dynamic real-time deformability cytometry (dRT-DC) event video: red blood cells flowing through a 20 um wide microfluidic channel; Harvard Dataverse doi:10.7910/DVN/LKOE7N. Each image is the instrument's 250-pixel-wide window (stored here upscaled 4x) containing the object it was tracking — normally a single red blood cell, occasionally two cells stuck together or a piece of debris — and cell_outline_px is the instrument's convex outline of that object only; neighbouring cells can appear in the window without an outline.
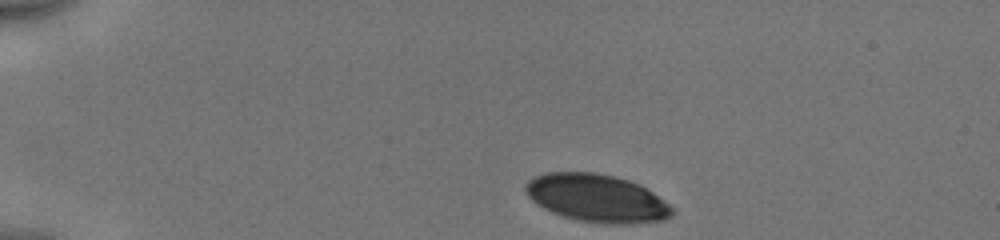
{"species": "human", "species_latin": "Homo sapiens", "temperature_condition": "cold", "stored_images_in_passage": 42, "camera_frame_rate_fps": 3000, "um_per_image_px": 0.085, "donor": {"sex": "male"}, "frame": {"image": 1, "passage_image": 1, "time_ms": 0.0, "image_size_px": [1000, 240], "cell_outline_px": [[672, 216], [664, 220], [632, 224], [612, 224], [580, 220], [564, 216], [552, 212], [544, 208], [532, 200], [528, 196], [524, 188], [524, 184], [528, 180], [544, 172], [596, 172], [616, 176], [640, 184], [664, 200], [672, 208]], "centroid_in_image_um": [50.73, 16.83], "position_along_channel_um": 34.3, "area_um2": 40.81}}
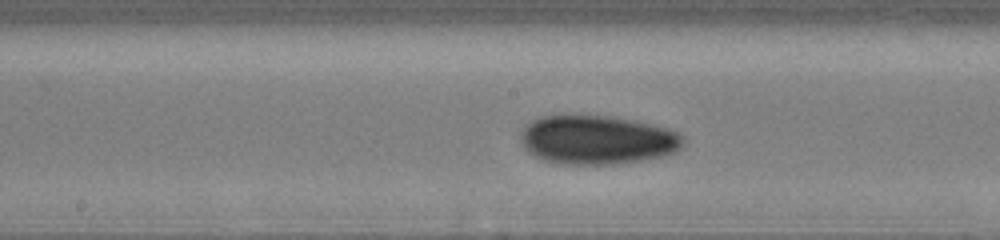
{"frame": {"image": 2, "passage_image": 19, "time_ms": 6.0, "image_size_px": [1000, 240], "cell_outline_px": [[684, 144], [676, 152], [660, 156], [640, 160], [616, 164], [560, 164], [544, 160], [528, 152], [524, 148], [520, 140], [520, 136], [524, 128], [532, 120], [540, 116], [612, 116], [636, 120], [668, 128], [680, 132], [684, 136]], "centroid_in_image_um": [50.79, 11.88], "position_along_channel_um": 197.4, "area_um2": 46.47}}
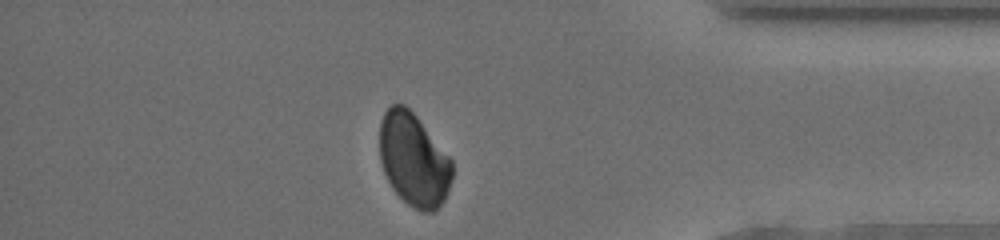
{"frame": {"image": 3, "passage_image": 36, "time_ms": 11.667, "image_size_px": [1000, 240], "cell_outline_px": [[452, 176], [448, 192], [444, 200], [432, 212], [420, 212], [408, 204], [392, 188], [384, 172], [380, 160], [380, 124], [384, 112], [392, 104], [404, 104], [416, 116], [452, 160]], "centroid_in_image_um": [35.16, 13.59], "position_along_channel_um": 400.0, "area_um2": 39.02}, "authors_computed_cell_mechanics": {"area_um2": 43.639, "velocity_mm_per_s": 3.9527, "shape_relaxation_time_tau1_ms": 4.516, "shape_relaxation_time_tau2_ms": null, "deformation_change_tau1": 0.0925, "deformation_change_tau2": null}}